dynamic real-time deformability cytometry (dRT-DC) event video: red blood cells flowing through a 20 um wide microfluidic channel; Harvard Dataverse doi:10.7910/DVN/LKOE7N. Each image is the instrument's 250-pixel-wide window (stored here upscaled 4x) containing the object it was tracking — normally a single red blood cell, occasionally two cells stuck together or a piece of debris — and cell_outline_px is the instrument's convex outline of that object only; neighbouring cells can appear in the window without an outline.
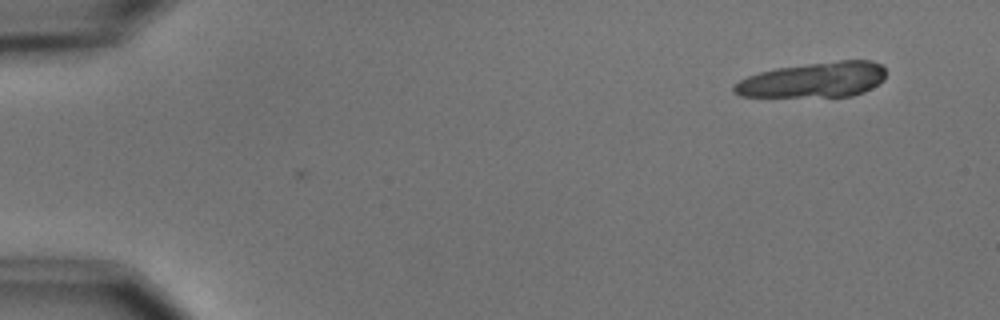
{"species": "common noctule bat (a hibernating species)", "species_latin": "Nyctalus noctula", "temperature_condition": "cold", "stored_images_in_passage": 3, "camera_frame_rate_fps": 3000, "um_per_image_px": 0.085, "animal": {"sex": "male", "body_mass_g": 15.6}, "frame": {"image": 1, "passage_image": 3, "time_ms": 3.0, "image_size_px": [1000, 320], "cell_outline_px": [[884, 80], [864, 92], [852, 96], [740, 96], [732, 92], [732, 88], [740, 80], [748, 76], [760, 72], [776, 68], [840, 60], [872, 60], [880, 64], [884, 68]], "centroid_in_image_um": [69.17, 6.78], "position_along_channel_um": 15.8, "area_um2": 30.87}}